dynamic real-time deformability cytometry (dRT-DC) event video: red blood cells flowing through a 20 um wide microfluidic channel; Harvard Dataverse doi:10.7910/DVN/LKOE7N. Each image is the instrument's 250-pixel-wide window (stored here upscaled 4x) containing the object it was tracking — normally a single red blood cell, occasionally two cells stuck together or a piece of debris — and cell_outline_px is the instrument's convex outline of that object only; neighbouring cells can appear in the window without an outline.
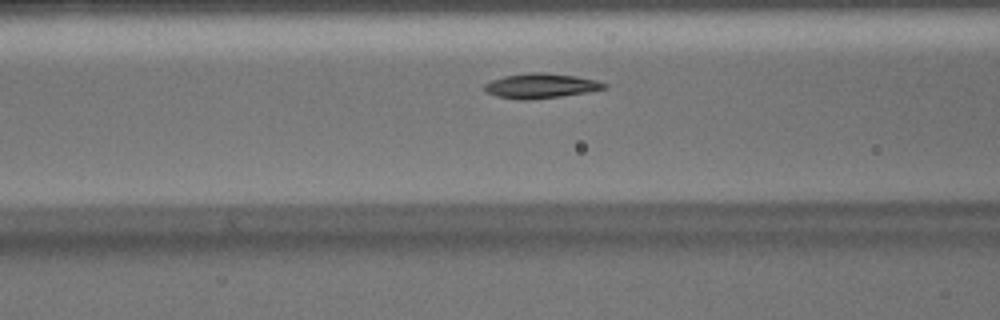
{"species": "Egyptian fruit bat (a non-hibernating species)", "species_latin": "Rousettus aegyptiacus", "temperature_condition": "warm", "stored_images_in_passage": 36, "camera_frame_rate_fps": 3000, "um_per_image_px": 0.085, "animal": {"sex": "male"}, "frame": {"image": 1, "passage_image": 11, "time_ms": 3.333, "image_size_px": [1000, 320], "cell_outline_px": [[608, 88], [588, 92], [560, 96], [528, 100], [516, 100], [496, 96], [488, 92], [484, 88], [484, 84], [492, 80], [504, 76], [532, 72], [544, 72], [576, 76], [596, 80], [608, 84]], "centroid_in_image_um": [45.99, 7.3], "position_along_channel_um": 120.6, "area_um2": 17.34}}
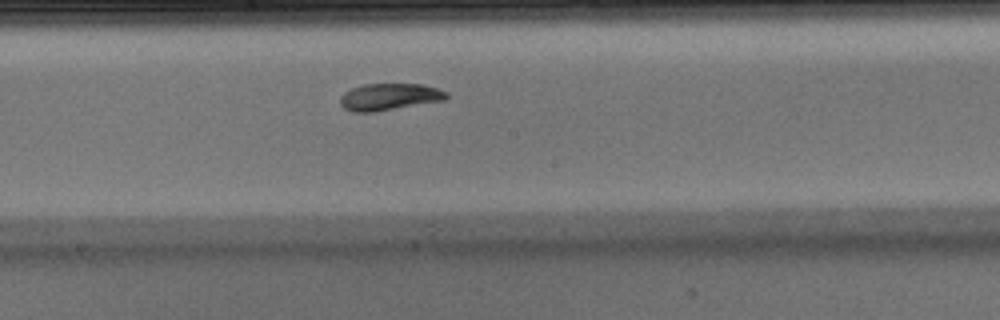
{"frame": {"image": 2, "passage_image": 18, "time_ms": 5.667, "image_size_px": [1000, 320], "cell_outline_px": [[448, 96], [444, 100], [376, 112], [352, 112], [344, 108], [340, 104], [340, 96], [344, 92], [352, 88], [364, 84], [424, 84], [448, 92]], "centroid_in_image_um": [33.08, 8.23], "position_along_channel_um": 215.1, "area_um2": 16.7}}
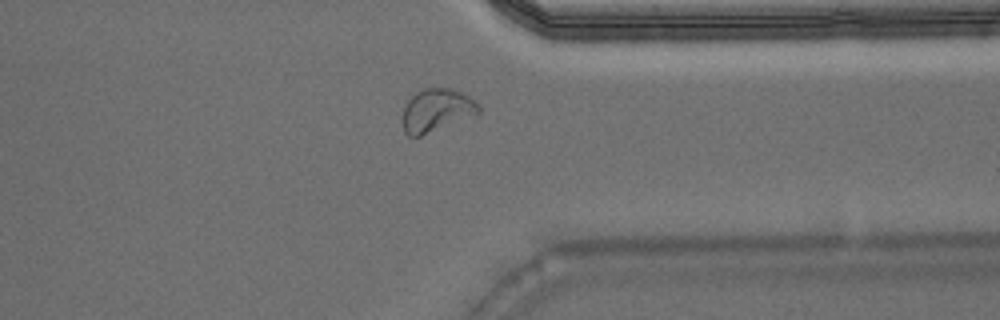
{"frame": {"image": 3, "passage_image": 30, "time_ms": 9.667, "image_size_px": [1000, 320], "cell_outline_px": [[480, 112], [420, 136], [408, 136], [404, 132], [400, 120], [400, 116], [408, 100], [416, 92], [424, 88], [452, 88], [468, 96], [480, 104]], "centroid_in_image_um": [37.04, 9.37], "position_along_channel_um": 374.4, "area_um2": 18.96}}